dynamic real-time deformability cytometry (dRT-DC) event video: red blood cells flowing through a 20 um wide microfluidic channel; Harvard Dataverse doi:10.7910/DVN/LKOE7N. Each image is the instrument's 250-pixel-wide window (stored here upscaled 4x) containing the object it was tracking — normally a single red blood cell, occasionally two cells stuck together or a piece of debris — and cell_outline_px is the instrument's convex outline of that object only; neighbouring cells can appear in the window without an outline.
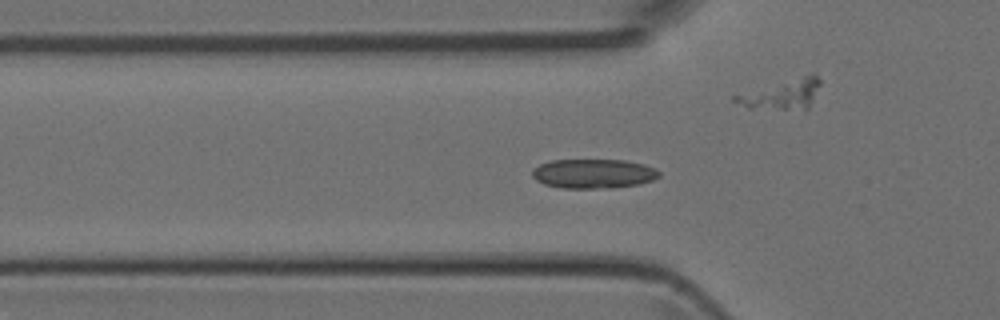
{"species": "Egyptian fruit bat (a non-hibernating species)", "species_latin": "Rousettus aegyptiacus", "temperature_condition": "room temperature", "stored_images_in_passage": 27, "camera_frame_rate_fps": 3000, "um_per_image_px": 0.085, "animal": {"sex": "female"}, "frame": {"image": 1, "passage_image": 8, "time_ms": 2.333, "image_size_px": [1000, 320], "cell_outline_px": [[660, 176], [652, 180], [640, 184], [612, 188], [560, 188], [544, 184], [536, 180], [532, 176], [532, 168], [540, 164], [552, 160], [624, 160], [644, 164], [656, 168], [660, 172]], "centroid_in_image_um": [50.45, 14.76], "position_along_channel_um": 75.4, "area_um2": 21.91}}
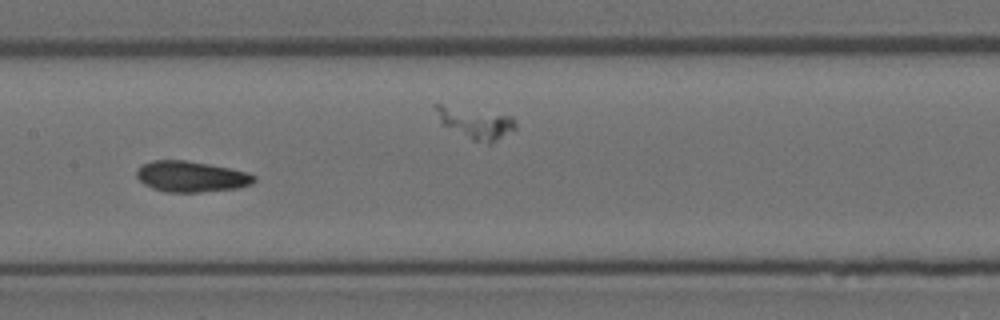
{"frame": {"image": 2, "passage_image": 16, "time_ms": 5.0, "image_size_px": [1000, 320], "cell_outline_px": [[256, 180], [252, 184], [240, 188], [200, 192], [164, 192], [152, 188], [144, 184], [136, 176], [136, 168], [140, 164], [152, 160], [184, 160], [208, 164], [248, 172], [256, 176]], "centroid_in_image_um": [16.23, 15.01], "position_along_channel_um": 191.2, "area_um2": 21.33}}
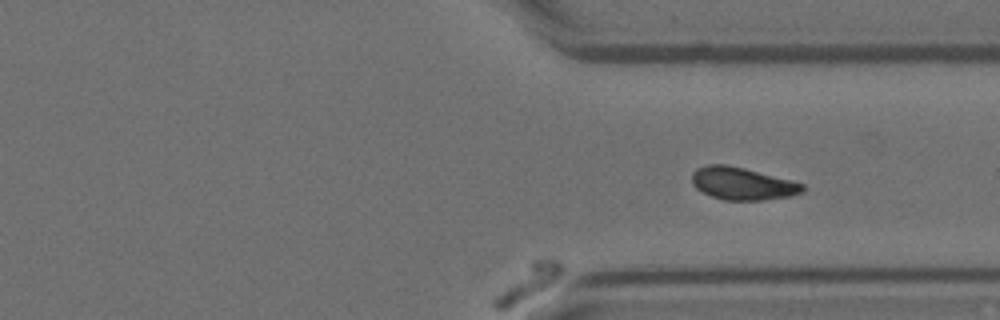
{"frame": {"image": 3, "passage_image": 27, "time_ms": 8.667, "image_size_px": [1000, 320], "cell_outline_px": [[804, 192], [792, 196], [760, 200], [724, 200], [712, 196], [696, 188], [692, 184], [692, 172], [696, 168], [708, 164], [728, 164], [744, 168], [804, 184]], "centroid_in_image_um": [63.08, 15.6], "position_along_channel_um": 348.3, "area_um2": 20.87}}